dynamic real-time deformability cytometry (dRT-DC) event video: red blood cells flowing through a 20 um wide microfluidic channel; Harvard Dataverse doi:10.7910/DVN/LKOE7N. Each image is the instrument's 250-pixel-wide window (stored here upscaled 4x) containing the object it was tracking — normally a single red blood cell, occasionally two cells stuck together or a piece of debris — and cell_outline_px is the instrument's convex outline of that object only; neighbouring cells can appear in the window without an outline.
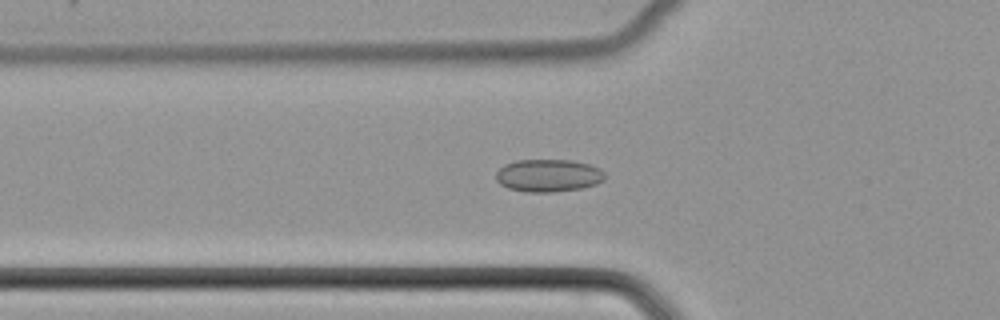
{"species": "common noctule bat (a hibernating species)", "species_latin": "Nyctalus noctula", "temperature_condition": "cold", "stored_images_in_passage": 45, "camera_frame_rate_fps": 3000, "um_per_image_px": 0.085, "animal": {"sex": "female", "body_mass_g": 22.7, "forearm_length_mm": 54.2}, "frame": {"image": 1, "passage_image": 12, "time_ms": 3.667, "image_size_px": [1000, 320], "cell_outline_px": [[604, 180], [596, 184], [580, 188], [552, 192], [524, 192], [508, 188], [500, 184], [496, 180], [496, 172], [504, 164], [516, 160], [572, 160], [588, 164], [600, 168], [604, 172]], "centroid_in_image_um": [46.59, 14.91], "position_along_channel_um": 79.2, "area_um2": 20.75}}
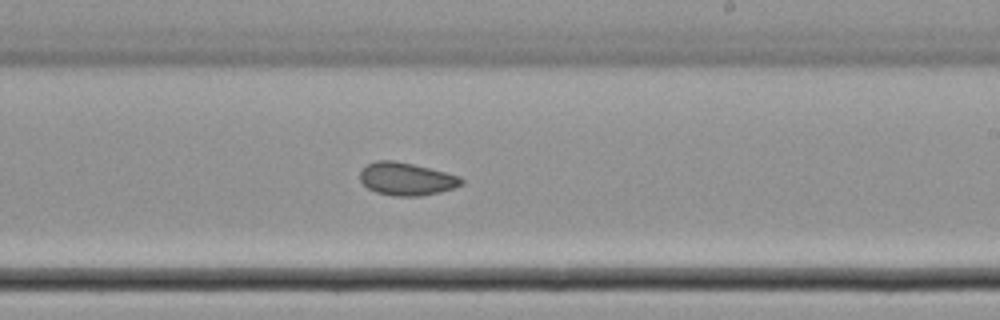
{"frame": {"image": 2, "passage_image": 25, "time_ms": 8.0, "image_size_px": [1000, 320], "cell_outline_px": [[464, 184], [440, 192], [420, 196], [392, 196], [376, 192], [368, 188], [360, 180], [360, 172], [368, 164], [376, 160], [392, 160], [412, 164], [460, 176], [464, 180]], "centroid_in_image_um": [34.55, 15.22], "position_along_channel_um": 254.5, "area_um2": 19.25}}
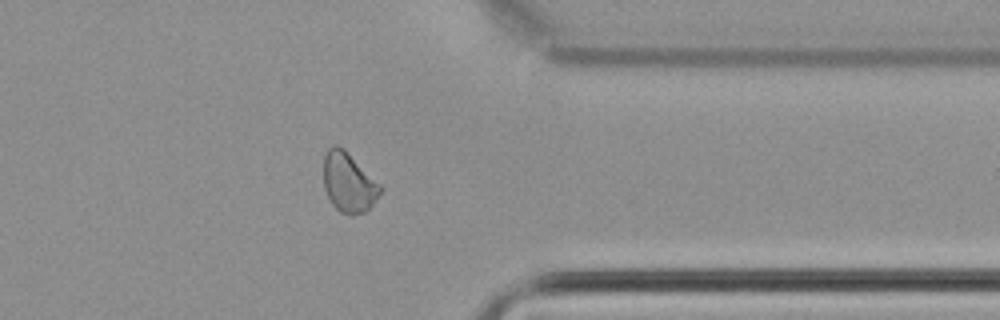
{"frame": {"image": 3, "passage_image": 35, "time_ms": 11.333, "image_size_px": [1000, 320], "cell_outline_px": [[384, 188], [372, 204], [364, 212], [352, 216], [340, 212], [332, 204], [324, 188], [324, 156], [328, 148], [332, 144], [336, 144], [344, 148]], "centroid_in_image_um": [29.62, 15.5], "position_along_channel_um": 381.8, "area_um2": 19.71}}